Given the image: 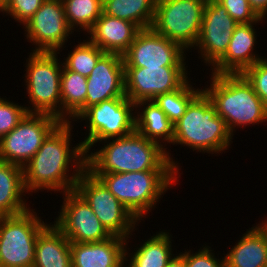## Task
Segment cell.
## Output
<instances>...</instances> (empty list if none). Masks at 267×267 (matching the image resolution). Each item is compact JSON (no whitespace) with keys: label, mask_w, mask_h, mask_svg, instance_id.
<instances>
[{"label":"cell","mask_w":267,"mask_h":267,"mask_svg":"<svg viewBox=\"0 0 267 267\" xmlns=\"http://www.w3.org/2000/svg\"><path fill=\"white\" fill-rule=\"evenodd\" d=\"M60 90H61V121H70L69 119L86 102L87 78L79 73L68 70L63 65V70L61 73Z\"/></svg>","instance_id":"4316f807"},{"label":"cell","mask_w":267,"mask_h":267,"mask_svg":"<svg viewBox=\"0 0 267 267\" xmlns=\"http://www.w3.org/2000/svg\"><path fill=\"white\" fill-rule=\"evenodd\" d=\"M251 8L260 18H265L267 15V0H248Z\"/></svg>","instance_id":"d590c367"},{"label":"cell","mask_w":267,"mask_h":267,"mask_svg":"<svg viewBox=\"0 0 267 267\" xmlns=\"http://www.w3.org/2000/svg\"><path fill=\"white\" fill-rule=\"evenodd\" d=\"M232 137L224 119L216 114L211 100L202 90L174 124L172 143L186 145L197 152L219 154L227 150Z\"/></svg>","instance_id":"277c9868"},{"label":"cell","mask_w":267,"mask_h":267,"mask_svg":"<svg viewBox=\"0 0 267 267\" xmlns=\"http://www.w3.org/2000/svg\"><path fill=\"white\" fill-rule=\"evenodd\" d=\"M60 122L53 115L27 113L12 131L0 139V160L23 168Z\"/></svg>","instance_id":"8fae6325"},{"label":"cell","mask_w":267,"mask_h":267,"mask_svg":"<svg viewBox=\"0 0 267 267\" xmlns=\"http://www.w3.org/2000/svg\"><path fill=\"white\" fill-rule=\"evenodd\" d=\"M262 20L263 18H260L257 22L238 24L235 27L225 54L210 67L212 74H242L247 68L263 59L253 53L257 42L253 25Z\"/></svg>","instance_id":"ac0fdd59"},{"label":"cell","mask_w":267,"mask_h":267,"mask_svg":"<svg viewBox=\"0 0 267 267\" xmlns=\"http://www.w3.org/2000/svg\"><path fill=\"white\" fill-rule=\"evenodd\" d=\"M75 190L86 200L112 235L125 239L130 238V234L133 235L131 232L139 221L99 178L85 169L76 182Z\"/></svg>","instance_id":"30bf717a"},{"label":"cell","mask_w":267,"mask_h":267,"mask_svg":"<svg viewBox=\"0 0 267 267\" xmlns=\"http://www.w3.org/2000/svg\"><path fill=\"white\" fill-rule=\"evenodd\" d=\"M68 25L88 32L101 16L103 0H62ZM76 26V27H75Z\"/></svg>","instance_id":"f1b7e54d"},{"label":"cell","mask_w":267,"mask_h":267,"mask_svg":"<svg viewBox=\"0 0 267 267\" xmlns=\"http://www.w3.org/2000/svg\"><path fill=\"white\" fill-rule=\"evenodd\" d=\"M31 208L0 217V266L33 267L38 234L47 226Z\"/></svg>","instance_id":"52a82bcc"},{"label":"cell","mask_w":267,"mask_h":267,"mask_svg":"<svg viewBox=\"0 0 267 267\" xmlns=\"http://www.w3.org/2000/svg\"><path fill=\"white\" fill-rule=\"evenodd\" d=\"M238 24L257 22L260 17L251 8L248 0H217Z\"/></svg>","instance_id":"836d02e7"},{"label":"cell","mask_w":267,"mask_h":267,"mask_svg":"<svg viewBox=\"0 0 267 267\" xmlns=\"http://www.w3.org/2000/svg\"><path fill=\"white\" fill-rule=\"evenodd\" d=\"M23 27L25 37L36 44L33 52L62 51L68 36L74 33L68 25L62 0H46Z\"/></svg>","instance_id":"5bb4252c"},{"label":"cell","mask_w":267,"mask_h":267,"mask_svg":"<svg viewBox=\"0 0 267 267\" xmlns=\"http://www.w3.org/2000/svg\"><path fill=\"white\" fill-rule=\"evenodd\" d=\"M63 195L61 212L54 225L70 242H101L113 236L75 189Z\"/></svg>","instance_id":"7c38bea8"},{"label":"cell","mask_w":267,"mask_h":267,"mask_svg":"<svg viewBox=\"0 0 267 267\" xmlns=\"http://www.w3.org/2000/svg\"><path fill=\"white\" fill-rule=\"evenodd\" d=\"M27 113L26 107L0 97V139L12 131Z\"/></svg>","instance_id":"4dcf8cb0"},{"label":"cell","mask_w":267,"mask_h":267,"mask_svg":"<svg viewBox=\"0 0 267 267\" xmlns=\"http://www.w3.org/2000/svg\"><path fill=\"white\" fill-rule=\"evenodd\" d=\"M135 104L126 96L103 101L87 108L78 118L86 120L88 136L82 141L85 153L97 142L120 138L135 132Z\"/></svg>","instance_id":"9c48e42d"},{"label":"cell","mask_w":267,"mask_h":267,"mask_svg":"<svg viewBox=\"0 0 267 267\" xmlns=\"http://www.w3.org/2000/svg\"><path fill=\"white\" fill-rule=\"evenodd\" d=\"M72 127L71 121H61L23 167L27 193L46 189L55 192L62 190L63 194L75 189L78 178L85 170L86 153L81 142L73 148L70 146ZM70 166L73 167L71 175L68 173Z\"/></svg>","instance_id":"6da1fadb"},{"label":"cell","mask_w":267,"mask_h":267,"mask_svg":"<svg viewBox=\"0 0 267 267\" xmlns=\"http://www.w3.org/2000/svg\"><path fill=\"white\" fill-rule=\"evenodd\" d=\"M156 0H103V13L134 23L140 30L151 28Z\"/></svg>","instance_id":"484cf974"},{"label":"cell","mask_w":267,"mask_h":267,"mask_svg":"<svg viewBox=\"0 0 267 267\" xmlns=\"http://www.w3.org/2000/svg\"><path fill=\"white\" fill-rule=\"evenodd\" d=\"M166 267H186L185 259L180 254H177V256H173Z\"/></svg>","instance_id":"8d00e7d4"},{"label":"cell","mask_w":267,"mask_h":267,"mask_svg":"<svg viewBox=\"0 0 267 267\" xmlns=\"http://www.w3.org/2000/svg\"><path fill=\"white\" fill-rule=\"evenodd\" d=\"M202 91L195 89L187 80L179 89L157 95L153 102L175 124L186 112L189 103Z\"/></svg>","instance_id":"83f0119b"},{"label":"cell","mask_w":267,"mask_h":267,"mask_svg":"<svg viewBox=\"0 0 267 267\" xmlns=\"http://www.w3.org/2000/svg\"><path fill=\"white\" fill-rule=\"evenodd\" d=\"M127 240L113 235L101 242H70L72 267H122Z\"/></svg>","instance_id":"d6986e66"},{"label":"cell","mask_w":267,"mask_h":267,"mask_svg":"<svg viewBox=\"0 0 267 267\" xmlns=\"http://www.w3.org/2000/svg\"><path fill=\"white\" fill-rule=\"evenodd\" d=\"M206 2L207 0H156L151 28L188 51L198 41Z\"/></svg>","instance_id":"ba28073f"},{"label":"cell","mask_w":267,"mask_h":267,"mask_svg":"<svg viewBox=\"0 0 267 267\" xmlns=\"http://www.w3.org/2000/svg\"><path fill=\"white\" fill-rule=\"evenodd\" d=\"M242 75L253 86L255 93L261 98L267 110V58L263 57L247 68Z\"/></svg>","instance_id":"1f68e13d"},{"label":"cell","mask_w":267,"mask_h":267,"mask_svg":"<svg viewBox=\"0 0 267 267\" xmlns=\"http://www.w3.org/2000/svg\"><path fill=\"white\" fill-rule=\"evenodd\" d=\"M60 52H31L26 60V91L32 108L28 113H44L61 121V73L63 63L58 62ZM61 65V66H60Z\"/></svg>","instance_id":"8992f818"},{"label":"cell","mask_w":267,"mask_h":267,"mask_svg":"<svg viewBox=\"0 0 267 267\" xmlns=\"http://www.w3.org/2000/svg\"><path fill=\"white\" fill-rule=\"evenodd\" d=\"M33 267H72L70 241L54 224L37 236Z\"/></svg>","instance_id":"7402d4cb"},{"label":"cell","mask_w":267,"mask_h":267,"mask_svg":"<svg viewBox=\"0 0 267 267\" xmlns=\"http://www.w3.org/2000/svg\"><path fill=\"white\" fill-rule=\"evenodd\" d=\"M211 75L210 86L202 90L232 135L236 126L239 128L267 121L263 101L242 74Z\"/></svg>","instance_id":"3957f363"},{"label":"cell","mask_w":267,"mask_h":267,"mask_svg":"<svg viewBox=\"0 0 267 267\" xmlns=\"http://www.w3.org/2000/svg\"><path fill=\"white\" fill-rule=\"evenodd\" d=\"M135 107V111H137V113H135V131L146 137L148 140L154 141L161 146L164 145L162 144L163 141L165 146L166 142L172 144L174 138V124L153 102V100L140 101L135 104ZM140 107L143 108L142 112H138V110H141Z\"/></svg>","instance_id":"cb8c5ba5"},{"label":"cell","mask_w":267,"mask_h":267,"mask_svg":"<svg viewBox=\"0 0 267 267\" xmlns=\"http://www.w3.org/2000/svg\"><path fill=\"white\" fill-rule=\"evenodd\" d=\"M185 51L180 44L148 28L137 33L122 57L124 67L185 66Z\"/></svg>","instance_id":"9a60e30c"},{"label":"cell","mask_w":267,"mask_h":267,"mask_svg":"<svg viewBox=\"0 0 267 267\" xmlns=\"http://www.w3.org/2000/svg\"><path fill=\"white\" fill-rule=\"evenodd\" d=\"M139 31L140 29L134 23L102 12L87 33L90 35L88 39L103 52L123 55Z\"/></svg>","instance_id":"ffe728a7"},{"label":"cell","mask_w":267,"mask_h":267,"mask_svg":"<svg viewBox=\"0 0 267 267\" xmlns=\"http://www.w3.org/2000/svg\"><path fill=\"white\" fill-rule=\"evenodd\" d=\"M224 256L225 267H266L267 220L251 227Z\"/></svg>","instance_id":"44dd1931"},{"label":"cell","mask_w":267,"mask_h":267,"mask_svg":"<svg viewBox=\"0 0 267 267\" xmlns=\"http://www.w3.org/2000/svg\"><path fill=\"white\" fill-rule=\"evenodd\" d=\"M140 221L153 209L169 187L178 181V171H139L92 174ZM145 215V216H144Z\"/></svg>","instance_id":"5b68a950"},{"label":"cell","mask_w":267,"mask_h":267,"mask_svg":"<svg viewBox=\"0 0 267 267\" xmlns=\"http://www.w3.org/2000/svg\"><path fill=\"white\" fill-rule=\"evenodd\" d=\"M104 141L107 144L102 149L86 153L85 169L91 174L179 171L177 162L173 161L165 146L148 140L136 131Z\"/></svg>","instance_id":"7a4b0ae2"},{"label":"cell","mask_w":267,"mask_h":267,"mask_svg":"<svg viewBox=\"0 0 267 267\" xmlns=\"http://www.w3.org/2000/svg\"><path fill=\"white\" fill-rule=\"evenodd\" d=\"M202 248L196 253H192L190 249L182 254L179 253L185 259L186 267H225L224 257L219 260L212 253L211 247L202 246Z\"/></svg>","instance_id":"e575fe53"},{"label":"cell","mask_w":267,"mask_h":267,"mask_svg":"<svg viewBox=\"0 0 267 267\" xmlns=\"http://www.w3.org/2000/svg\"><path fill=\"white\" fill-rule=\"evenodd\" d=\"M11 0H0V12L10 3Z\"/></svg>","instance_id":"74e56055"},{"label":"cell","mask_w":267,"mask_h":267,"mask_svg":"<svg viewBox=\"0 0 267 267\" xmlns=\"http://www.w3.org/2000/svg\"><path fill=\"white\" fill-rule=\"evenodd\" d=\"M238 23L217 1L207 0L200 30L194 49L199 51L204 63L213 66L226 52Z\"/></svg>","instance_id":"2e32d148"},{"label":"cell","mask_w":267,"mask_h":267,"mask_svg":"<svg viewBox=\"0 0 267 267\" xmlns=\"http://www.w3.org/2000/svg\"><path fill=\"white\" fill-rule=\"evenodd\" d=\"M25 192L23 168L0 160V217L30 209L22 198Z\"/></svg>","instance_id":"603a6c76"},{"label":"cell","mask_w":267,"mask_h":267,"mask_svg":"<svg viewBox=\"0 0 267 267\" xmlns=\"http://www.w3.org/2000/svg\"><path fill=\"white\" fill-rule=\"evenodd\" d=\"M188 66L124 67L125 96L134 104L179 89Z\"/></svg>","instance_id":"4fadbf2b"},{"label":"cell","mask_w":267,"mask_h":267,"mask_svg":"<svg viewBox=\"0 0 267 267\" xmlns=\"http://www.w3.org/2000/svg\"><path fill=\"white\" fill-rule=\"evenodd\" d=\"M105 54L98 46L90 40H83L74 47L64 58L63 65L73 72L79 73L84 77H88L98 60Z\"/></svg>","instance_id":"f546056e"},{"label":"cell","mask_w":267,"mask_h":267,"mask_svg":"<svg viewBox=\"0 0 267 267\" xmlns=\"http://www.w3.org/2000/svg\"><path fill=\"white\" fill-rule=\"evenodd\" d=\"M125 96L124 62L122 55L105 53L87 77L85 104L70 118L76 119L89 107L103 101ZM74 119V120H73Z\"/></svg>","instance_id":"e0dca14e"},{"label":"cell","mask_w":267,"mask_h":267,"mask_svg":"<svg viewBox=\"0 0 267 267\" xmlns=\"http://www.w3.org/2000/svg\"><path fill=\"white\" fill-rule=\"evenodd\" d=\"M46 0H11L1 11L24 25Z\"/></svg>","instance_id":"d6a6232c"},{"label":"cell","mask_w":267,"mask_h":267,"mask_svg":"<svg viewBox=\"0 0 267 267\" xmlns=\"http://www.w3.org/2000/svg\"><path fill=\"white\" fill-rule=\"evenodd\" d=\"M169 232L160 231L153 234L135 252L130 253L125 249V261H130L127 267H166L173 258L172 240Z\"/></svg>","instance_id":"d4e9b609"}]
</instances>
